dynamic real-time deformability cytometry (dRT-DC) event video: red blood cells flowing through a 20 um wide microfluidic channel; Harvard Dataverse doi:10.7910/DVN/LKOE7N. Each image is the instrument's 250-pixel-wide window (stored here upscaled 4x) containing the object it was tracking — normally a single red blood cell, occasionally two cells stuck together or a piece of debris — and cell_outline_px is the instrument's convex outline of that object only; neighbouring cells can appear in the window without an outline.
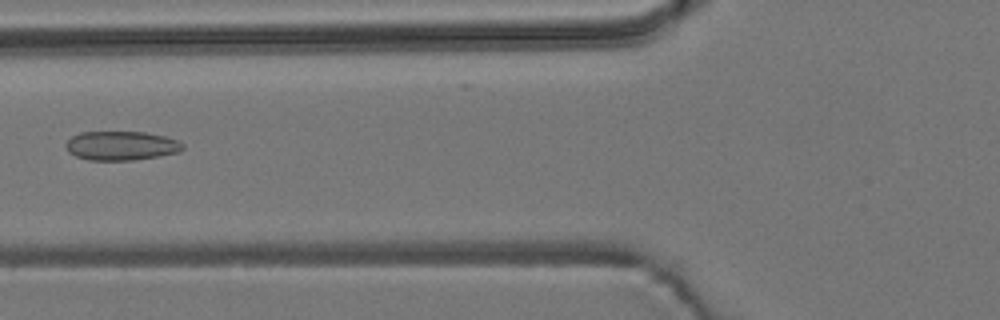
{"species": "common noctule bat (a hibernating species)", "species_latin": "Nyctalus noctula", "temperature_condition": "room temperature", "stored_images_in_passage": 6, "camera_frame_rate_fps": 3000, "um_per_image_px": 0.085, "animal": {"sex": "male", "body_mass_g": 19.2, "forearm_length_mm": 51.8}, "frame": {"image": 1, "passage_image": 5, "time_ms": 4.667, "image_size_px": [1000, 320], "cell_outline_px": [[184, 148], [180, 152], [160, 156], [132, 160], [88, 160], [76, 156], [68, 152], [64, 144], [72, 136], [80, 132], [144, 132], [164, 136], [176, 140], [184, 144]], "centroid_in_image_um": [10.3, 12.39], "position_along_channel_um": 115.5, "area_um2": 19.88}}
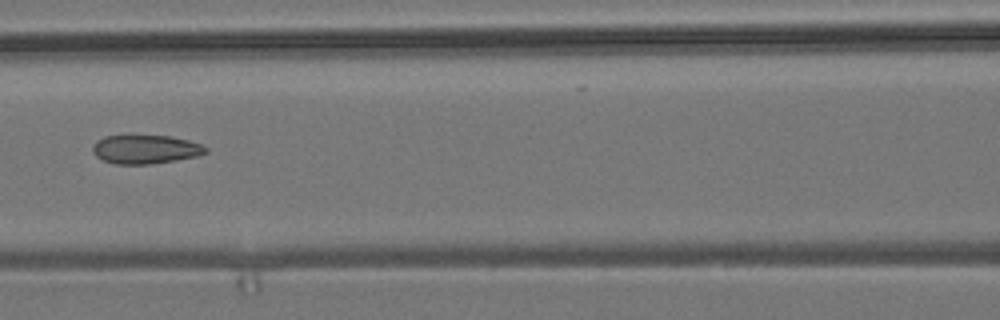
{"frame": {"image": 2, "passage_image": 6, "time_ms": 5.667, "image_size_px": [1000, 320], "cell_outline_px": [[208, 152], [196, 156], [176, 160], [152, 164], [116, 164], [104, 160], [96, 156], [92, 152], [92, 144], [96, 140], [104, 136], [124, 132], [168, 136], [188, 140], [200, 144], [208, 148]], "centroid_in_image_um": [12.29, 12.64], "position_along_channel_um": 154.3, "area_um2": 19.83}}